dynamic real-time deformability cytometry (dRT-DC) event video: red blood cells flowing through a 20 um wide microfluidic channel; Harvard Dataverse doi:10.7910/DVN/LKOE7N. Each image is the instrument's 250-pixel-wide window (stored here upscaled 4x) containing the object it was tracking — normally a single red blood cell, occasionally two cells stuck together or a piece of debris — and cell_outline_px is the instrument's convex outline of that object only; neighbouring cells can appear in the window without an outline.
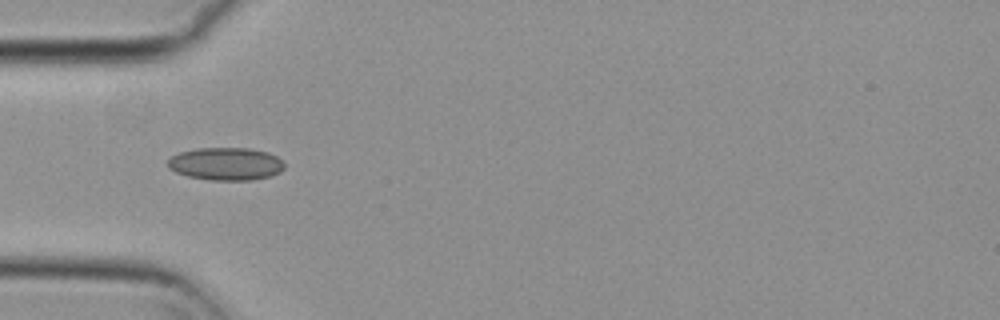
{"species": "common noctule bat (a hibernating species)", "species_latin": "Nyctalus noctula", "temperature_condition": "cold", "stored_images_in_passage": 15, "camera_frame_rate_fps": 3000, "um_per_image_px": 0.085, "animal": {"sex": "female", "body_mass_g": 29.2, "forearm_length_mm": 56.3}, "frame": {"image": 1, "passage_image": 7, "time_ms": 2.0, "image_size_px": [1000, 320], "cell_outline_px": [[284, 168], [280, 172], [272, 176], [252, 180], [212, 180], [188, 176], [176, 172], [168, 168], [168, 160], [172, 156], [180, 152], [196, 148], [248, 148], [268, 152], [284, 160]], "centroid_in_image_um": [19.23, 13.93], "position_along_channel_um": 65.8, "area_um2": 22.37}}
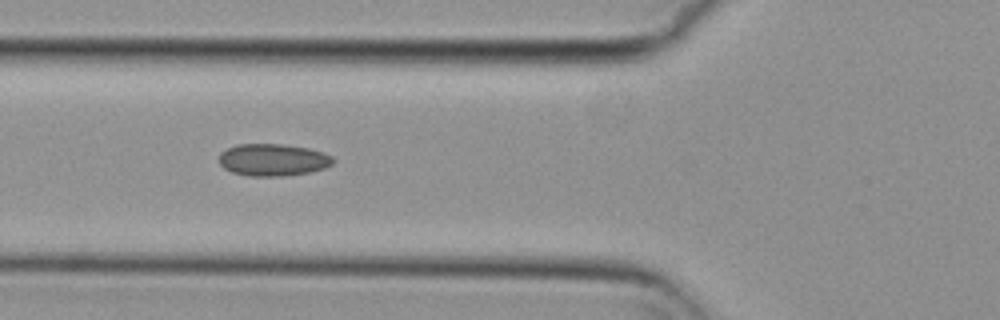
{"frame": {"image": 2, "passage_image": 10, "time_ms": 3.0, "image_size_px": [1000, 320], "cell_outline_px": [[336, 160], [332, 164], [324, 168], [312, 172], [284, 176], [248, 176], [232, 172], [224, 168], [220, 164], [220, 152], [236, 144], [280, 144], [308, 148], [324, 152], [332, 156]], "centroid_in_image_um": [23.22, 13.59], "position_along_channel_um": 102.6, "area_um2": 21.5}}
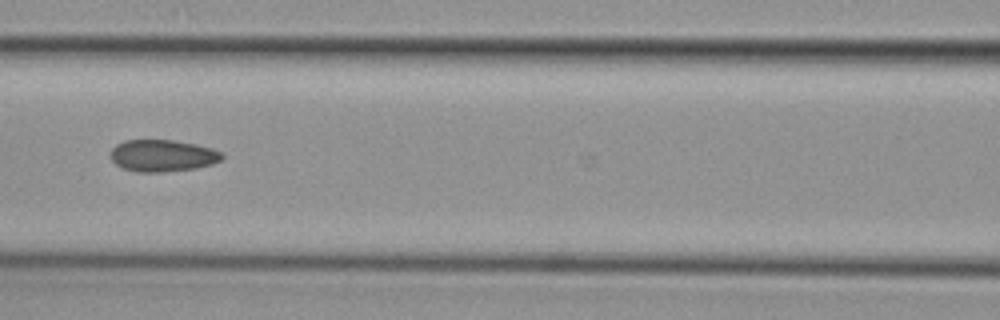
{"frame": {"image": 3, "passage_image": 14, "time_ms": 4.333, "image_size_px": [1000, 320], "cell_outline_px": [[224, 156], [220, 160], [212, 164], [196, 168], [160, 172], [136, 172], [124, 168], [116, 164], [112, 160], [112, 148], [116, 144], [124, 140], [172, 140], [196, 144], [212, 148], [220, 152]], "centroid_in_image_um": [13.82, 13.22], "position_along_channel_um": 152.8, "area_um2": 20.58}}